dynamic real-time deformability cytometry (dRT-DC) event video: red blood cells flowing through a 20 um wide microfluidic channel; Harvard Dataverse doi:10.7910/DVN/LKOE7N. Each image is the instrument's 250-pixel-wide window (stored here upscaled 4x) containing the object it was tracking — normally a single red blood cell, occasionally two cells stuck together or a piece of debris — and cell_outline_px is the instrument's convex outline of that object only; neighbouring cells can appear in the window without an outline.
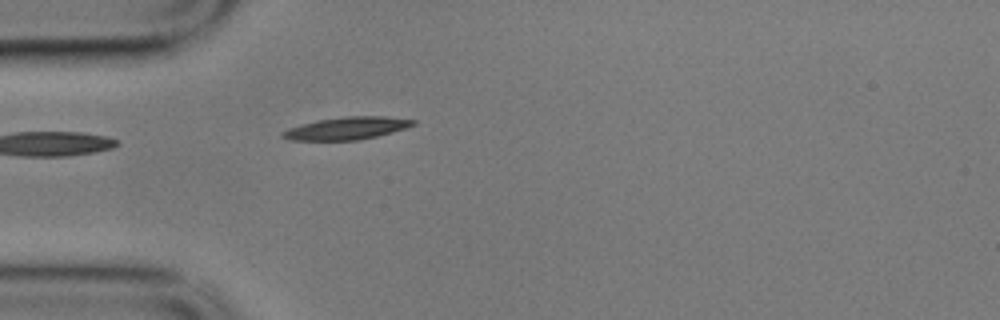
{"species": "common noctule bat (a hibernating species)", "species_latin": "Nyctalus noctula", "temperature_condition": "cold", "stored_images_in_passage": 2, "camera_frame_rate_fps": 3000, "um_per_image_px": 0.085, "animal": {"sex": "male", "body_mass_g": 17.9}, "frame": {"image": 1, "passage_image": 2, "time_ms": 0.333, "image_size_px": [1000, 320], "cell_outline_px": [[416, 124], [392, 132], [360, 140], [288, 140], [280, 136], [280, 132], [288, 128], [316, 120], [344, 116], [384, 116], [416, 120]], "centroid_in_image_um": [29.43, 10.9], "position_along_channel_um": 55.6, "area_um2": 17.17}}